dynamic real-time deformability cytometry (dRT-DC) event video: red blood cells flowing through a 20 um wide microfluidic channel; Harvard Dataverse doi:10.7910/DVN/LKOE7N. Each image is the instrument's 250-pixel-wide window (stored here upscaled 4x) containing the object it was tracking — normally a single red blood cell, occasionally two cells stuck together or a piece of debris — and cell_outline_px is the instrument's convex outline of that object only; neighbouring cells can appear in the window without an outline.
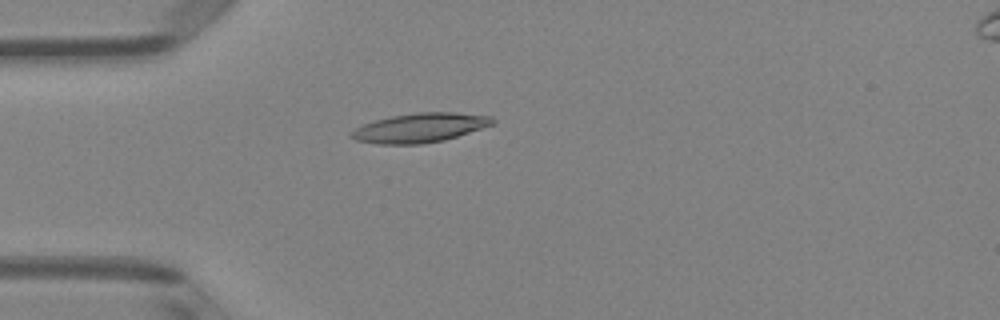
{"species": "Egyptian fruit bat (a non-hibernating species)", "species_latin": "Rousettus aegyptiacus", "temperature_condition": "room temperature", "stored_images_in_passage": 49, "camera_frame_rate_fps": 3000, "um_per_image_px": 0.085, "animal": {"sex": "female"}, "frame": {"image": 1, "passage_image": 13, "time_ms": 4.0, "image_size_px": [1000, 320], "cell_outline_px": [[496, 124], [444, 140], [420, 144], [376, 144], [356, 140], [348, 136], [356, 128], [364, 124], [376, 120], [392, 116], [416, 112], [452, 112], [492, 116], [496, 120]], "centroid_in_image_um": [35.73, 10.86], "position_along_channel_um": 49.3, "area_um2": 24.1}}
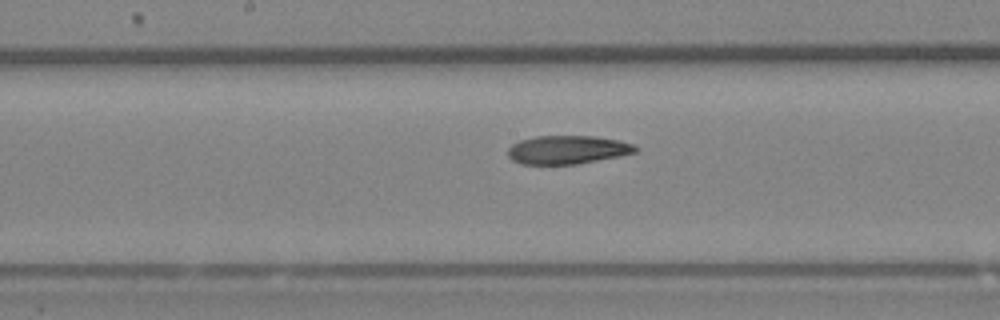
{"frame": {"image": 2, "passage_image": 25, "time_ms": 8.0, "image_size_px": [1000, 320], "cell_outline_px": [[640, 148], [636, 152], [620, 156], [576, 164], [520, 164], [512, 160], [508, 156], [508, 148], [512, 144], [520, 140], [536, 136], [592, 136], [620, 140], [636, 144]], "centroid_in_image_um": [48.26, 12.72], "position_along_channel_um": 199.9, "area_um2": 21.33}}
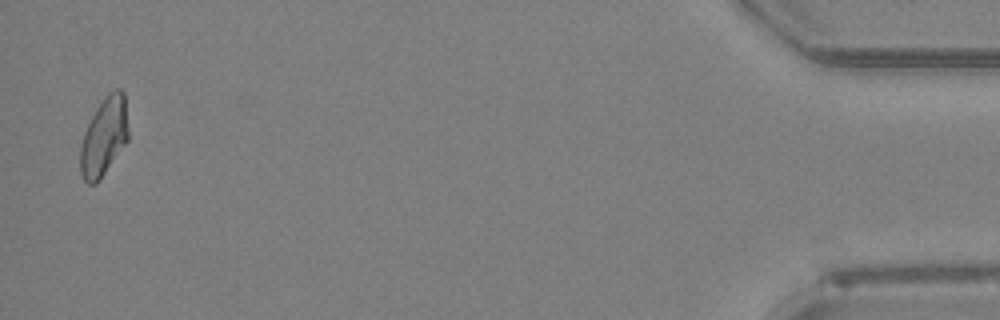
{"frame": {"image": 3, "passage_image": 48, "time_ms": 15.667, "image_size_px": [1000, 320], "cell_outline_px": [[128, 140], [100, 180], [96, 184], [88, 184], [84, 180], [80, 172], [80, 144], [84, 132], [96, 108], [108, 92], [116, 88], [120, 88], [124, 92], [128, 132]], "centroid_in_image_um": [8.83, 11.63], "position_along_channel_um": 426.4, "area_um2": 21.96}, "authors_computed_cell_mechanics": {"area_um2": 22.0218, "velocity_mm_per_s": 4.1001, "shape_relaxation_time_tau1_ms": null, "shape_relaxation_time_tau2_ms": 4.2705, "deformation_change_tau1": null, "deformation_change_tau2": 0.1148}}